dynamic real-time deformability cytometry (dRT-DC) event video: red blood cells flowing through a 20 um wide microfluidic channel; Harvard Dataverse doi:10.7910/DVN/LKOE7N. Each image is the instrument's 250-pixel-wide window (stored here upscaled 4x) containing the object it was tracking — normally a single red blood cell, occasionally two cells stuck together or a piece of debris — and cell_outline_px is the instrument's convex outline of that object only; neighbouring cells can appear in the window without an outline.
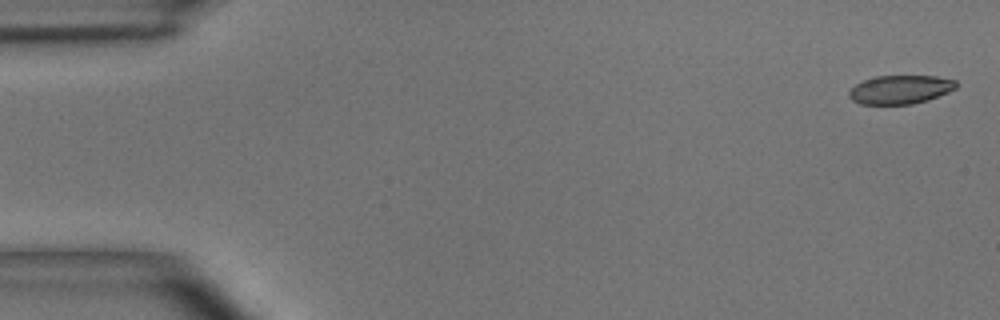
{"species": "common noctule bat (a hibernating species)", "species_latin": "Nyctalus noctula", "temperature_condition": "room temperature", "stored_images_in_passage": 4, "camera_frame_rate_fps": 3000, "um_per_image_px": 0.085, "animal": {"sex": "male", "body_mass_g": 15.6}, "frame": {"image": 1, "passage_image": 1, "time_ms": 0.0, "image_size_px": [1000, 320], "cell_outline_px": [[956, 88], [948, 92], [928, 100], [912, 104], [860, 104], [852, 100], [848, 96], [848, 92], [856, 84], [864, 80], [876, 76], [936, 76], [956, 80]], "centroid_in_image_um": [76.52, 7.61], "position_along_channel_um": 8.5, "area_um2": 17.86}}
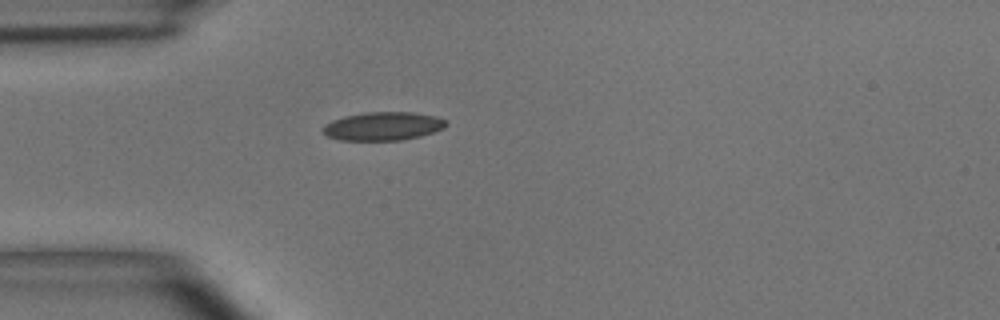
{"frame": {"image": 2, "passage_image": 4, "time_ms": 4.333, "image_size_px": [1000, 320], "cell_outline_px": [[448, 124], [444, 128], [436, 132], [420, 136], [400, 140], [340, 140], [328, 136], [320, 128], [324, 124], [332, 120], [344, 116], [368, 112], [412, 112], [436, 116], [448, 120]], "centroid_in_image_um": [32.59, 10.72], "position_along_channel_um": 52.4, "area_um2": 20.58}}